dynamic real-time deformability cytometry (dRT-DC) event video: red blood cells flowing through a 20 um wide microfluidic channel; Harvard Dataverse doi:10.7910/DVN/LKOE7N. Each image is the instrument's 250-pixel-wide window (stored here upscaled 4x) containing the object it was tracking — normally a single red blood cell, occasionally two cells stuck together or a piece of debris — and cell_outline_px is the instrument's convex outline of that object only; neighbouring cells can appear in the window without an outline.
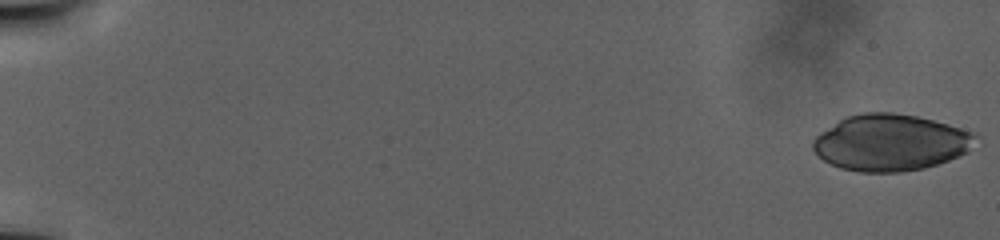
{"species": "human", "species_latin": "Homo sapiens", "temperature_condition": "warm", "stored_images_in_passage": 36, "camera_frame_rate_fps": 3000, "um_per_image_px": 0.085, "donor": {"sex": "male"}, "frame": {"image": 1, "passage_image": 1, "time_ms": 0.0, "image_size_px": [1000, 240], "cell_outline_px": [[976, 136], [968, 152], [948, 160], [924, 168], [900, 172], [860, 172], [840, 168], [824, 160], [812, 148], [812, 140], [820, 132], [840, 120], [848, 116], [864, 112], [892, 112], [916, 116], [948, 124], [976, 132]], "centroid_in_image_um": [75.69, 12.12], "position_along_channel_um": 9.3, "area_um2": 53.23}}
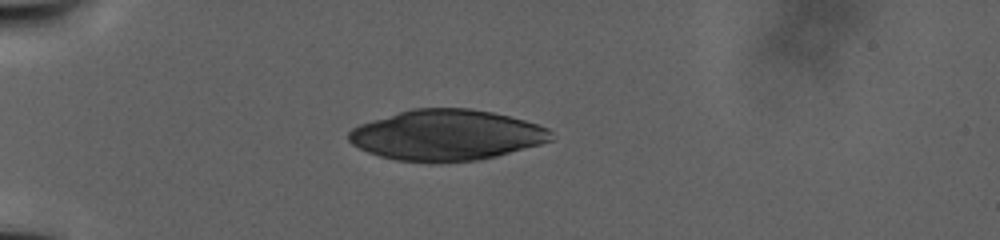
{"frame": {"image": 2, "passage_image": 21, "time_ms": 11.333, "image_size_px": [1000, 240], "cell_outline_px": [[556, 140], [496, 156], [480, 160], [432, 164], [396, 160], [380, 156], [368, 152], [352, 144], [348, 140], [348, 132], [352, 128], [360, 124], [372, 120], [412, 108], [468, 108], [492, 112], [524, 120], [548, 128], [556, 136]], "centroid_in_image_um": [37.97, 11.5], "position_along_channel_um": 47.0, "area_um2": 60.29}}